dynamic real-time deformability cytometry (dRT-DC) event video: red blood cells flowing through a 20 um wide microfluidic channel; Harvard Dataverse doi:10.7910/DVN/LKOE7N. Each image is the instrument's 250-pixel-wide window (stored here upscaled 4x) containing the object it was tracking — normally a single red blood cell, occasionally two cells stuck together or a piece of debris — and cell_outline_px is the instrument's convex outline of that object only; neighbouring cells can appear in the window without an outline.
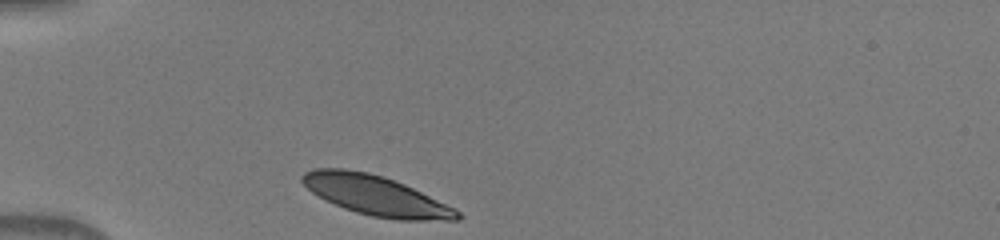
{"species": "human", "species_latin": "Homo sapiens", "temperature_condition": "warm", "stored_images_in_passage": 30, "camera_frame_rate_fps": 3000, "um_per_image_px": 0.085, "donor": {"sex": "male"}, "frame": {"image": 1, "passage_image": 1, "time_ms": 0.0, "image_size_px": [1000, 240], "cell_outline_px": [[464, 216], [460, 220], [396, 220], [372, 216], [356, 212], [344, 208], [324, 200], [312, 192], [300, 180], [300, 176], [304, 172], [312, 168], [344, 168], [368, 172], [384, 176], [404, 184], [456, 208]], "centroid_in_image_um": [31.95, 16.61], "position_along_channel_um": 53.1, "area_um2": 36.18}}
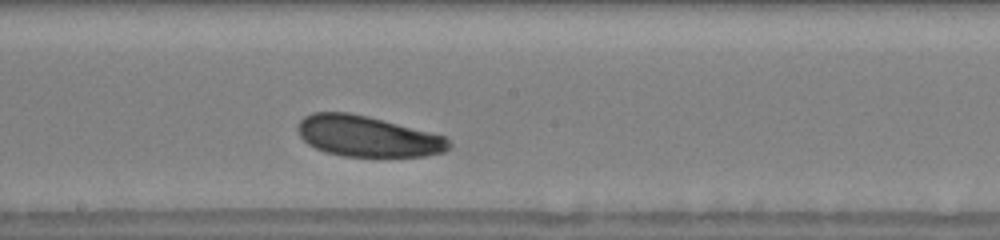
{"frame": {"image": 2, "passage_image": 15, "time_ms": 4.667, "image_size_px": [1000, 240], "cell_outline_px": [[452, 144], [444, 152], [424, 156], [344, 156], [324, 152], [308, 144], [300, 136], [296, 128], [300, 120], [304, 116], [312, 112], [348, 112], [368, 116], [444, 136]], "centroid_in_image_um": [31.19, 11.58], "position_along_channel_um": 217.0, "area_um2": 35.78}}
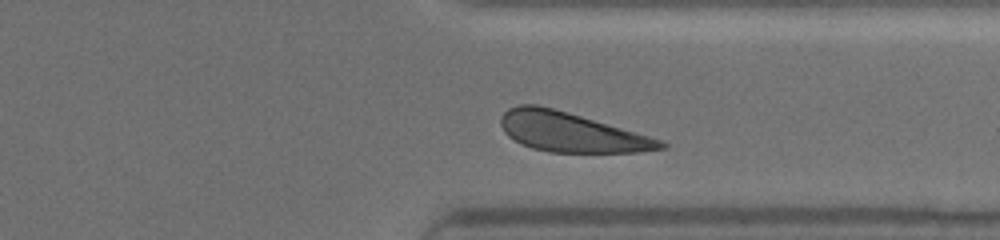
{"frame": {"image": 3, "passage_image": 26, "time_ms": 8.333, "image_size_px": [1000, 240], "cell_outline_px": [[668, 148], [636, 152], [548, 152], [532, 148], [520, 144], [508, 136], [504, 132], [500, 124], [500, 116], [508, 108], [520, 104], [536, 104], [568, 112], [648, 136], [660, 140], [668, 144]], "centroid_in_image_um": [48.48, 11.23], "position_along_channel_um": 362.9, "area_um2": 36.53}}